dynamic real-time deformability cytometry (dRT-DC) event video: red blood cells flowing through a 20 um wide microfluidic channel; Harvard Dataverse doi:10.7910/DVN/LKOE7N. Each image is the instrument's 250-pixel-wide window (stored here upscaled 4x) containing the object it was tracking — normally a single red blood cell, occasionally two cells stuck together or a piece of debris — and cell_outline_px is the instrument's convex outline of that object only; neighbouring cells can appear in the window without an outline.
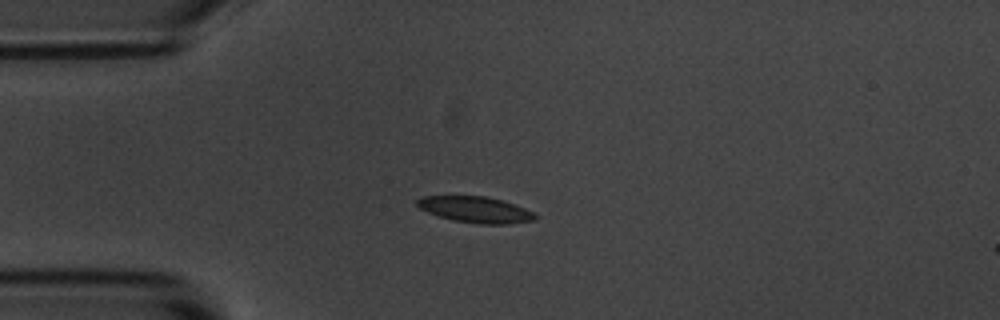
{"species": "common noctule bat (a hibernating species)", "species_latin": "Nyctalus noctula", "temperature_condition": "room temperature", "stored_images_in_passage": 1, "camera_frame_rate_fps": 3000, "um_per_image_px": 0.085, "animal": {"sex": "male", "body_mass_g": 20.1, "forearm_length_mm": 53.5}, "frame": {"image": 1, "passage_image": 1, "time_ms": 0.0, "image_size_px": [1000, 320], "cell_outline_px": [[536, 220], [508, 224], [476, 224], [452, 220], [436, 216], [420, 208], [416, 204], [416, 200], [424, 196], [484, 196], [504, 200], [536, 212]], "centroid_in_image_um": [40.45, 17.82], "position_along_channel_um": 44.6, "area_um2": 18.21}}